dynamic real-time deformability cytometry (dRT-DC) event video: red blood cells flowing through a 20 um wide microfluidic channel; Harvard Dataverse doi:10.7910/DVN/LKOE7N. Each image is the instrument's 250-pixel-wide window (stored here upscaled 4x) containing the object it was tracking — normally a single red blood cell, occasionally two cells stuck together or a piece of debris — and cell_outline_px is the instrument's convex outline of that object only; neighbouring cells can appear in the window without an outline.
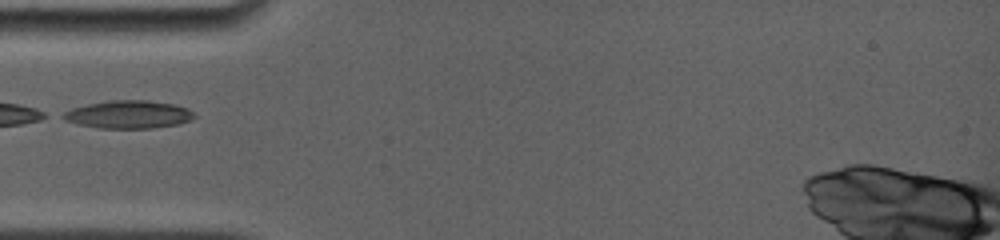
{"species": "common noctule bat (a hibernating species)", "species_latin": "Nyctalus noctula", "temperature_condition": "room temperature", "stored_images_in_passage": 21, "camera_frame_rate_fps": 4000, "um_per_image_px": 0.085, "animal": {"sex": "female", "body_mass_g": 19.0, "forearm_length_mm": 56.7}, "frame": {"image": 1, "passage_image": 1, "time_ms": 0.0, "image_size_px": [1000, 240], "cell_outline_px": [[196, 116], [192, 120], [180, 124], [152, 128], [100, 128], [76, 124], [64, 120], [56, 116], [72, 108], [88, 104], [108, 100], [148, 100], [176, 104], [188, 108], [196, 112]], "centroid_in_image_um": [10.93, 9.73], "position_along_channel_um": 74.1, "area_um2": 21.79}}